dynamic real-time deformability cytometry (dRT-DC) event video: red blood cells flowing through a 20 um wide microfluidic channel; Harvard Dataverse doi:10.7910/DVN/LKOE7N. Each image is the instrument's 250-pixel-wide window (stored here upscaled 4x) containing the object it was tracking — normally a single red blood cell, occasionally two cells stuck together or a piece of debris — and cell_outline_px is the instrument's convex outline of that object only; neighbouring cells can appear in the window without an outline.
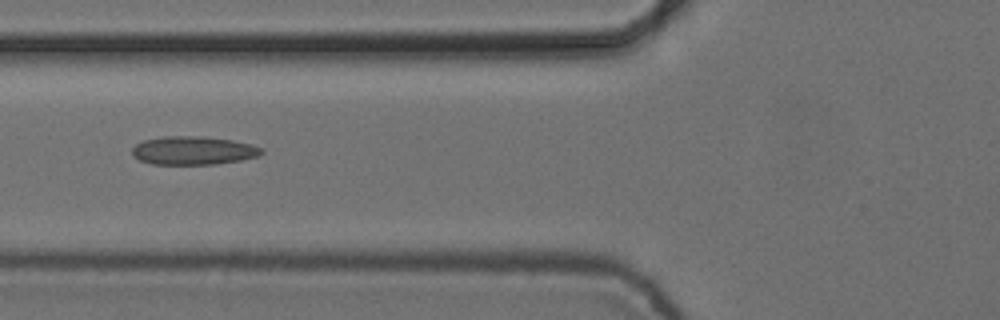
{"species": "common noctule bat (a hibernating species)", "species_latin": "Nyctalus noctula", "temperature_condition": "cold", "stored_images_in_passage": 8, "camera_frame_rate_fps": 3000, "um_per_image_px": 0.085, "animal": {"sex": "female", "body_mass_g": 24.6, "forearm_length_mm": 56.2}, "frame": {"image": 1, "passage_image": 6, "time_ms": 1.667, "image_size_px": [1000, 320], "cell_outline_px": [[264, 152], [260, 156], [240, 160], [216, 164], [152, 164], [140, 160], [132, 156], [132, 148], [136, 144], [144, 140], [164, 136], [200, 136], [232, 140], [252, 144], [264, 148]], "centroid_in_image_um": [16.45, 12.79], "position_along_channel_um": 109.3, "area_um2": 21.56}}
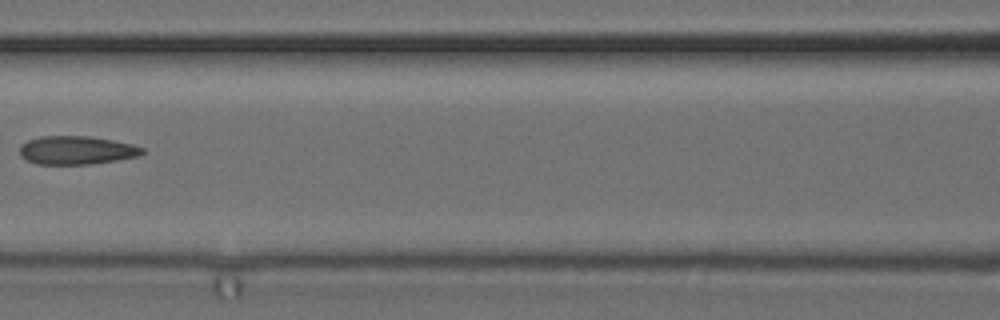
{"frame": {"image": 2, "passage_image": 7, "time_ms": 2.0, "image_size_px": [1000, 320], "cell_outline_px": [[144, 152], [140, 156], [116, 160], [88, 164], [36, 164], [24, 160], [20, 156], [20, 144], [28, 140], [40, 136], [92, 136], [132, 144], [144, 148]], "centroid_in_image_um": [6.48, 12.77], "position_along_channel_um": 160.1, "area_um2": 20.46}}
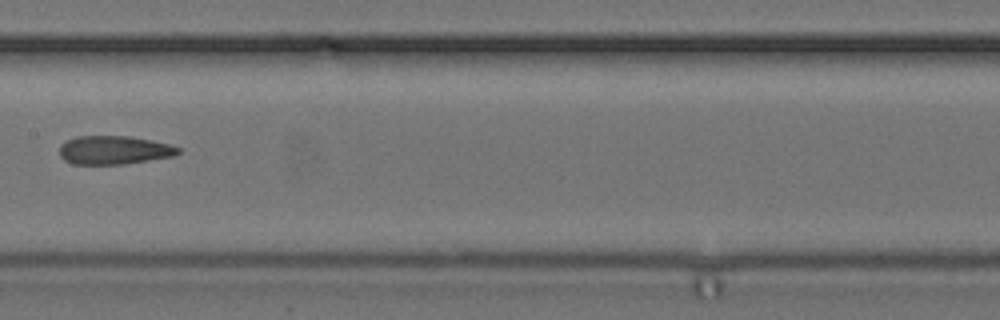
{"frame": {"image": 3, "passage_image": 8, "time_ms": 2.333, "image_size_px": [1000, 320], "cell_outline_px": [[180, 152], [176, 156], [124, 164], [72, 164], [64, 160], [60, 156], [60, 144], [76, 136], [128, 136], [152, 140], [172, 144], [180, 148]], "centroid_in_image_um": [9.72, 12.76], "position_along_channel_um": 197.7, "area_um2": 19.94}}